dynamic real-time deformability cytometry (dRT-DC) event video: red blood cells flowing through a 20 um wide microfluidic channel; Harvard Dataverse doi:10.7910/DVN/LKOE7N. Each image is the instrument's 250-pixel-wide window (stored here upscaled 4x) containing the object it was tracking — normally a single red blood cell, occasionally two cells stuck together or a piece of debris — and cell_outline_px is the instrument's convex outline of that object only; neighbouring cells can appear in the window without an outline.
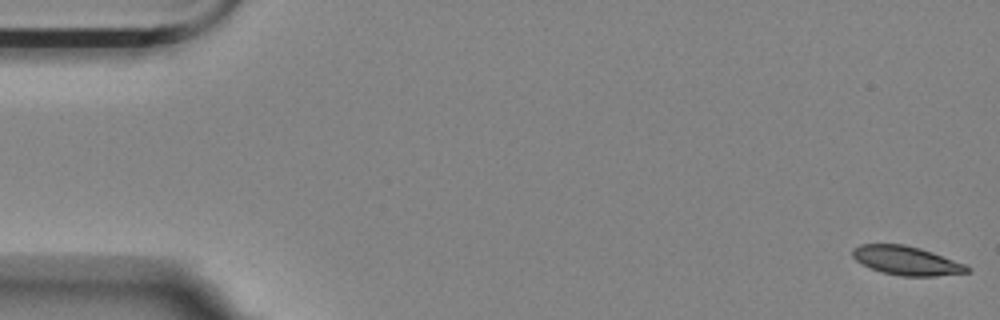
{"species": "Egyptian fruit bat (a non-hibernating species)", "species_latin": "Rousettus aegyptiacus", "temperature_condition": "room temperature", "stored_images_in_passage": 57, "camera_frame_rate_fps": 3000, "um_per_image_px": 0.085, "animal": {"sex": "female"}, "frame": {"image": 1, "passage_image": 1, "time_ms": 0.0, "image_size_px": [1000, 320], "cell_outline_px": [[972, 268], [968, 272], [936, 276], [900, 276], [880, 272], [856, 260], [852, 256], [852, 248], [860, 244], [904, 244], [920, 248], [932, 252], [964, 264]], "centroid_in_image_um": [77.03, 22.15], "position_along_channel_um": 8.0, "area_um2": 19.19}}
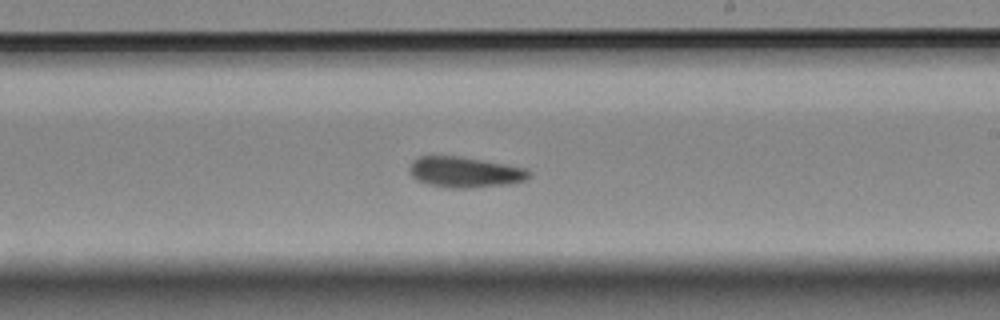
{"frame": {"image": 2, "passage_image": 33, "time_ms": 10.667, "image_size_px": [1000, 320], "cell_outline_px": [[532, 176], [528, 180], [508, 184], [472, 188], [452, 188], [424, 184], [416, 180], [412, 176], [408, 168], [412, 160], [420, 156], [460, 156], [528, 168], [532, 172]], "centroid_in_image_um": [39.54, 14.64], "position_along_channel_um": 249.5, "area_um2": 21.79}}
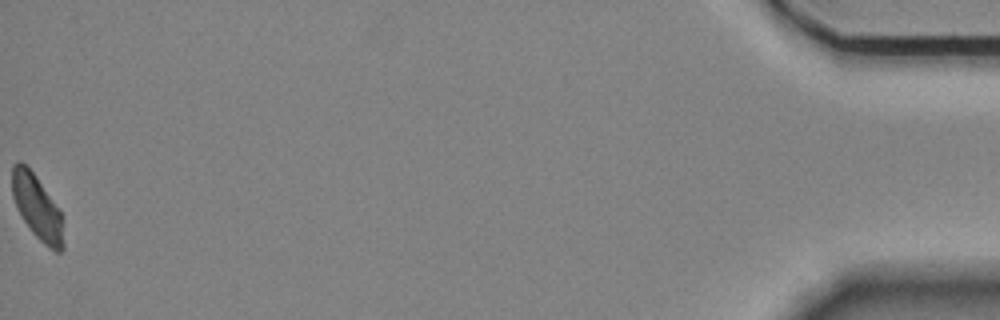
{"frame": {"image": 3, "passage_image": 57, "time_ms": 18.667, "image_size_px": [1000, 320], "cell_outline_px": [[64, 248], [60, 252], [56, 252], [44, 244], [32, 232], [16, 208], [12, 196], [12, 164], [16, 160], [20, 160], [36, 176], [60, 212], [64, 244]], "centroid_in_image_um": [3.12, 17.61], "position_along_channel_um": 432.1, "area_um2": 18.96}}